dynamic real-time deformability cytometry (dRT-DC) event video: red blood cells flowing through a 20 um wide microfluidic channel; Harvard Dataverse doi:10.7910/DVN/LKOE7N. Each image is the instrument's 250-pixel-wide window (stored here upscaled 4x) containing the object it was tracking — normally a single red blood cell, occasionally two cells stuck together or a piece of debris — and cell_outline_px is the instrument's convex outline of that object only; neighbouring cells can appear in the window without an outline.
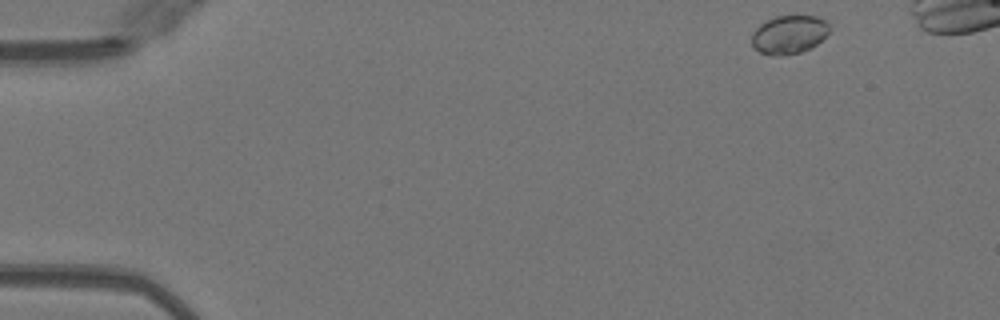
{"species": "Egyptian fruit bat (a non-hibernating species)", "species_latin": "Rousettus aegyptiacus", "temperature_condition": "warm", "stored_images_in_passage": 43, "camera_frame_rate_fps": 3000, "um_per_image_px": 0.085, "animal": {"sex": "female"}, "frame": {"image": 1, "passage_image": 1, "time_ms": 0.0, "image_size_px": [1000, 320], "cell_outline_px": [[832, 28], [812, 48], [800, 52], [780, 56], [760, 52], [752, 48], [752, 32], [760, 24], [776, 16], [816, 16], [824, 20]], "centroid_in_image_um": [67.06, 2.94], "position_along_channel_um": 17.9, "area_um2": 17.34}}
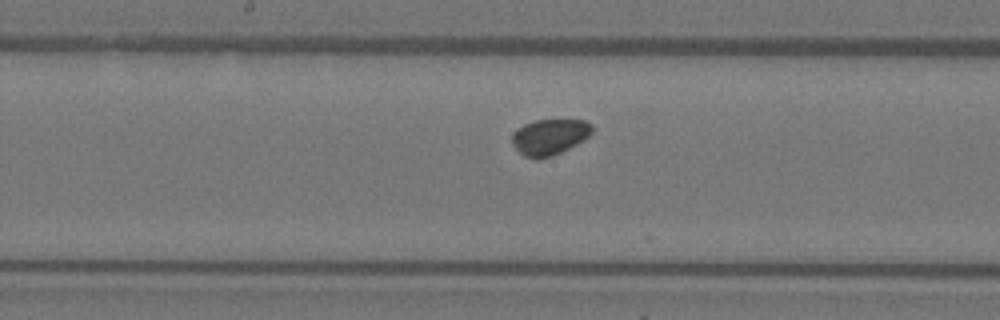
{"frame": {"image": 2, "passage_image": 23, "time_ms": 7.333, "image_size_px": [1000, 320], "cell_outline_px": [[592, 132], [588, 136], [576, 144], [552, 156], [536, 160], [524, 156], [512, 144], [512, 136], [524, 124], [536, 120], [584, 120], [592, 124]], "centroid_in_image_um": [46.71, 11.64], "position_along_channel_um": 201.5, "area_um2": 16.47}}
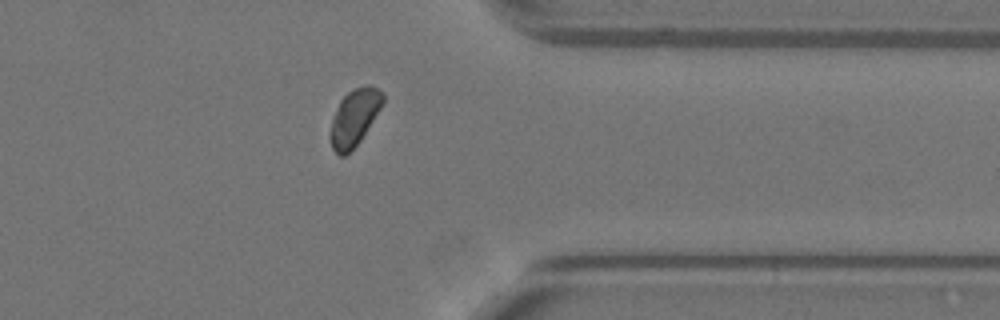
{"frame": {"image": 3, "passage_image": 37, "time_ms": 12.0, "image_size_px": [1000, 320], "cell_outline_px": [[384, 100], [380, 108], [360, 140], [344, 156], [340, 156], [332, 148], [328, 136], [332, 120], [340, 100], [352, 88], [364, 84], [372, 84], [384, 92]], "centroid_in_image_um": [30.12, 9.94], "position_along_channel_um": 381.3, "area_um2": 17.28}, "authors_computed_cell_mechanics": {"area_um2": 17.1666, "velocity_mm_per_s": 4.0082, "shape_relaxation_time_tau1_ms": null, "shape_relaxation_time_tau2_ms": 2.0633, "deformation_change_tau1": null, "deformation_change_tau2": 0.0368}}